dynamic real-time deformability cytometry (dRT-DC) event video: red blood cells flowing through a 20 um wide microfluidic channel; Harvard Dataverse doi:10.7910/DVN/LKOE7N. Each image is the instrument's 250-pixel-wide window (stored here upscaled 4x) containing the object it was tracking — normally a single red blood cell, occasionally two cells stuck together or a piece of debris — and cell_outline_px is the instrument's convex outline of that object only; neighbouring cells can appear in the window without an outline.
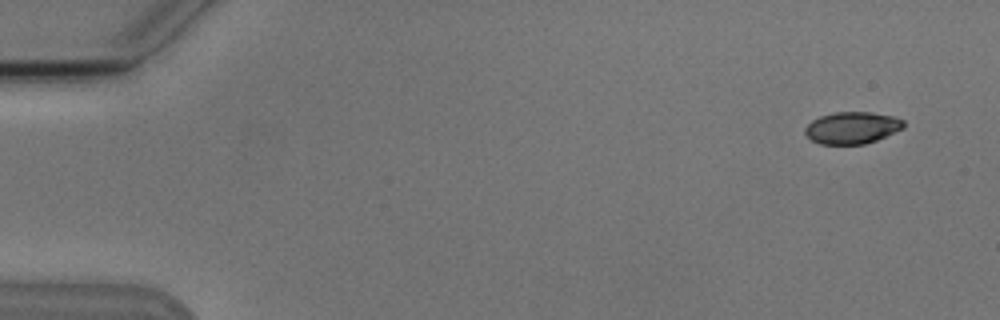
{"species": "Egyptian fruit bat (a non-hibernating species)", "species_latin": "Rousettus aegyptiacus", "temperature_condition": "cold", "stored_images_in_passage": 4, "camera_frame_rate_fps": 3000, "um_per_image_px": 0.085, "animal": {"sex": "male"}, "frame": {"image": 1, "passage_image": 1, "time_ms": 0.0, "image_size_px": [1000, 320], "cell_outline_px": [[904, 128], [876, 140], [864, 144], [820, 144], [812, 140], [804, 132], [804, 128], [812, 120], [820, 116], [836, 112], [872, 112], [892, 116], [904, 120]], "centroid_in_image_um": [72.42, 10.86], "position_along_channel_um": 12.6, "area_um2": 18.26}}